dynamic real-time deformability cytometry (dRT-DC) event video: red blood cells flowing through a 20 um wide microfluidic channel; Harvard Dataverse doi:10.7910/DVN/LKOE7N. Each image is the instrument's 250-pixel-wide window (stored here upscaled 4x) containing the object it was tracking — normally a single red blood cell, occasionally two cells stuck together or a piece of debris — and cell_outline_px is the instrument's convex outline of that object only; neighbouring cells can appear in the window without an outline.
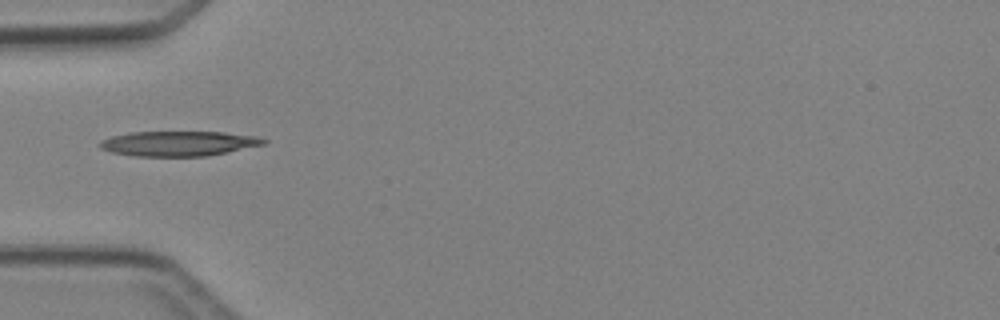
{"species": "Egyptian fruit bat (a non-hibernating species)", "species_latin": "Rousettus aegyptiacus", "temperature_condition": "cold", "stored_images_in_passage": 1, "camera_frame_rate_fps": 3000, "um_per_image_px": 0.085, "animal": {"sex": "female"}, "frame": {"image": 1, "passage_image": 1, "time_ms": 0.0, "image_size_px": [1000, 320], "cell_outline_px": [[268, 140], [264, 144], [204, 156], [132, 156], [112, 152], [100, 148], [100, 140], [112, 136], [132, 132], [224, 132], [256, 136]], "centroid_in_image_um": [15.14, 12.19], "position_along_channel_um": 69.9, "area_um2": 23.52}}